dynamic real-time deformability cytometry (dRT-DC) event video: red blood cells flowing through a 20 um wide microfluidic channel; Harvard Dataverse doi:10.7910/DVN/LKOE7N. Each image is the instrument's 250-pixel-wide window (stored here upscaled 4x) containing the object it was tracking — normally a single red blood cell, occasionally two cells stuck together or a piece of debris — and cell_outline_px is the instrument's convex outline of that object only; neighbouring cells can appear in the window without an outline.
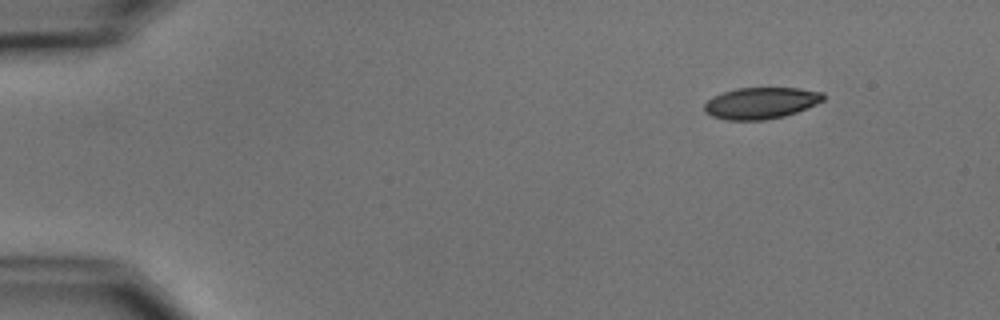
{"species": "common noctule bat (a hibernating species)", "species_latin": "Nyctalus noctula", "temperature_condition": "cold", "stored_images_in_passage": 4, "camera_frame_rate_fps": 3000, "um_per_image_px": 0.085, "animal": {"sex": "male", "body_mass_g": 15.6}, "frame": {"image": 1, "passage_image": 1, "time_ms": 0.0, "image_size_px": [1000, 320], "cell_outline_px": [[824, 100], [816, 104], [796, 112], [784, 116], [764, 120], [728, 120], [712, 116], [704, 112], [704, 104], [712, 96], [736, 88], [800, 88], [824, 92]], "centroid_in_image_um": [64.67, 8.75], "position_along_channel_um": 20.3, "area_um2": 21.85}}
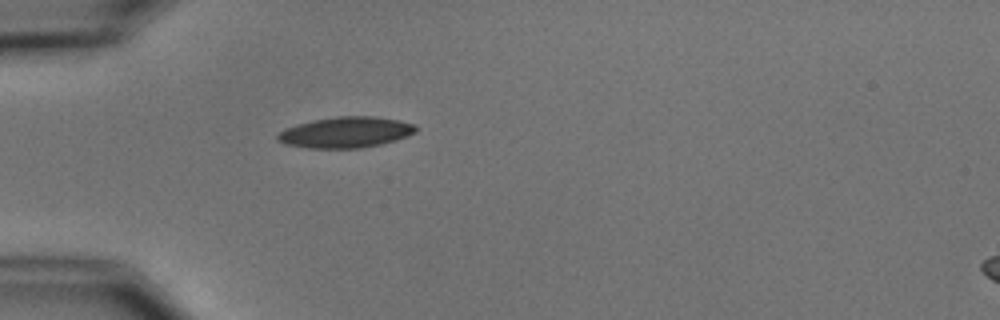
{"frame": {"image": 2, "passage_image": 4, "time_ms": 3.333, "image_size_px": [1000, 320], "cell_outline_px": [[416, 132], [408, 136], [396, 140], [380, 144], [360, 148], [308, 148], [284, 144], [276, 140], [276, 136], [284, 128], [296, 124], [312, 120], [336, 116], [372, 116], [396, 120], [412, 124], [416, 128]], "centroid_in_image_um": [29.33, 11.25], "position_along_channel_um": 55.7, "area_um2": 24.85}}